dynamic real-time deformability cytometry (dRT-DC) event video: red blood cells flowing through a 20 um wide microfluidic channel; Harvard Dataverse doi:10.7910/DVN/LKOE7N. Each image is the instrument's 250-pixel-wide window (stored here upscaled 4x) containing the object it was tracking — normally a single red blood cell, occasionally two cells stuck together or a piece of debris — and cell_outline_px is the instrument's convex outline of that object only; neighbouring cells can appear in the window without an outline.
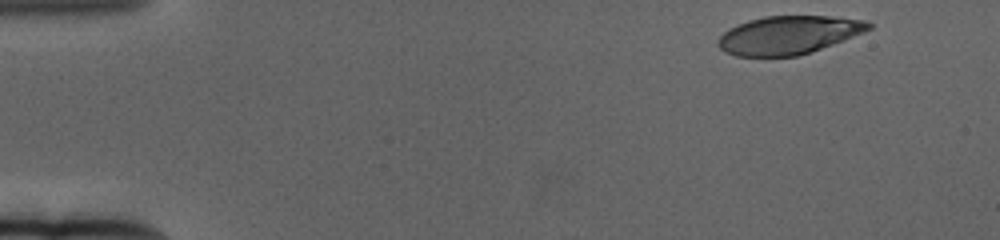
{"species": "human", "species_latin": "Homo sapiens", "temperature_condition": "cold", "stored_images_in_passage": 57, "camera_frame_rate_fps": 3000, "um_per_image_px": 0.085, "donor": {"sex": "female"}, "frame": {"image": 1, "passage_image": 2, "time_ms": 0.333, "image_size_px": [1000, 240], "cell_outline_px": [[872, 28], [864, 32], [844, 40], [812, 52], [796, 56], [736, 56], [724, 52], [716, 44], [716, 40], [728, 28], [736, 24], [748, 20], [764, 16], [828, 16], [864, 20], [872, 24]], "centroid_in_image_um": [66.99, 2.98], "position_along_channel_um": 18.0, "area_um2": 33.76}}
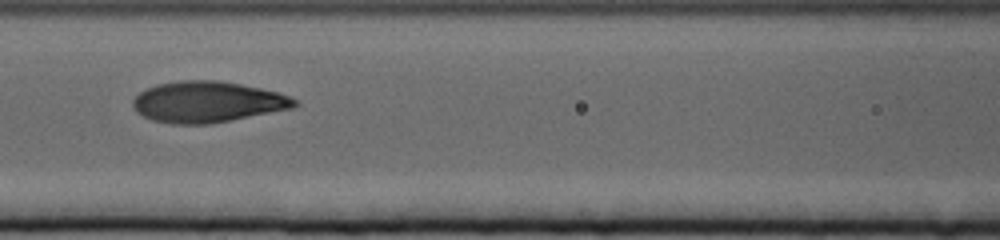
{"frame": {"image": 2, "passage_image": 24, "time_ms": 7.667, "image_size_px": [1000, 240], "cell_outline_px": [[300, 104], [292, 108], [208, 124], [172, 124], [152, 120], [136, 112], [132, 104], [132, 100], [140, 92], [156, 84], [180, 80], [216, 80], [240, 84], [260, 88], [292, 96]], "centroid_in_image_um": [17.61, 8.66], "position_along_channel_um": 149.0, "area_um2": 38.49}}
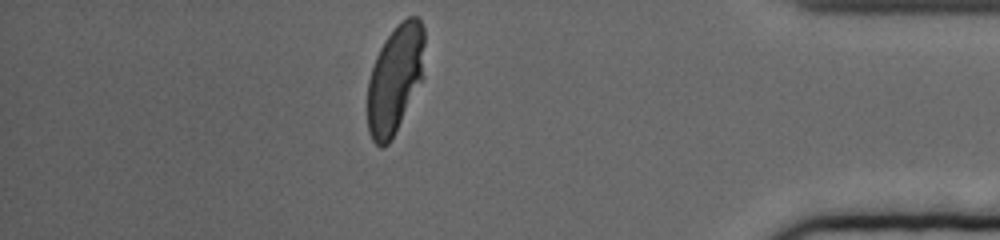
{"frame": {"image": 3, "passage_image": 50, "time_ms": 16.333, "image_size_px": [1000, 240], "cell_outline_px": [[424, 76], [388, 144], [384, 148], [380, 148], [372, 140], [368, 132], [368, 80], [376, 56], [384, 40], [396, 24], [400, 20], [408, 16], [416, 16], [420, 20], [424, 28]], "centroid_in_image_um": [33.58, 6.67], "position_along_channel_um": 401.6, "area_um2": 36.07}, "authors_computed_cell_mechanics": {"area_um2": 37.3966, "velocity_mm_per_s": 3.3164, "shape_relaxation_time_tau1_ms": 3.7738, "shape_relaxation_time_tau2_ms": null, "deformation_change_tau1": 0.1944, "deformation_change_tau2": null}}